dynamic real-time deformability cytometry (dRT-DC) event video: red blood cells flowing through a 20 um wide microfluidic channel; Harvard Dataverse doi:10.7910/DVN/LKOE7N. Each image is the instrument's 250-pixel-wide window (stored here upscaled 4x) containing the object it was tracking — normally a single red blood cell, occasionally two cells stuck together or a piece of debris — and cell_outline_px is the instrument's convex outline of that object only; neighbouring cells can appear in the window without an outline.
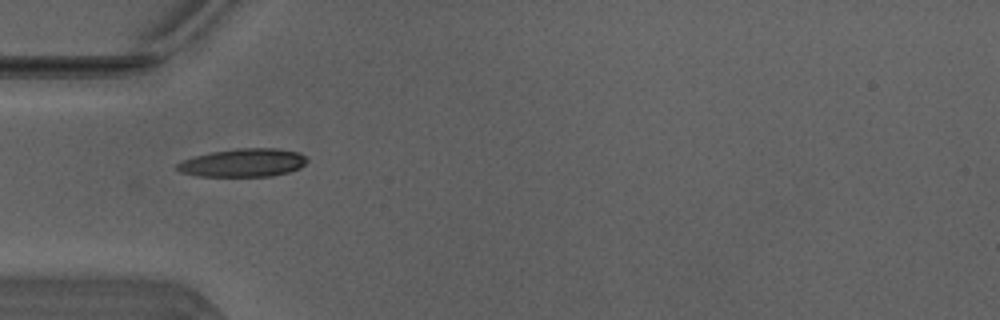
{"species": "Egyptian fruit bat (a non-hibernating species)", "species_latin": "Rousettus aegyptiacus", "temperature_condition": "warm", "stored_images_in_passage": 35, "camera_frame_rate_fps": 3000, "um_per_image_px": 0.085, "animal": {"sex": "male"}, "frame": {"image": 1, "passage_image": 1, "time_ms": 0.0, "image_size_px": [1000, 320], "cell_outline_px": [[308, 160], [300, 168], [288, 172], [272, 176], [196, 176], [180, 172], [176, 168], [176, 164], [184, 160], [196, 156], [212, 152], [236, 148], [276, 148], [300, 152]], "centroid_in_image_um": [20.68, 13.83], "position_along_channel_um": 64.3, "area_um2": 21.33}}
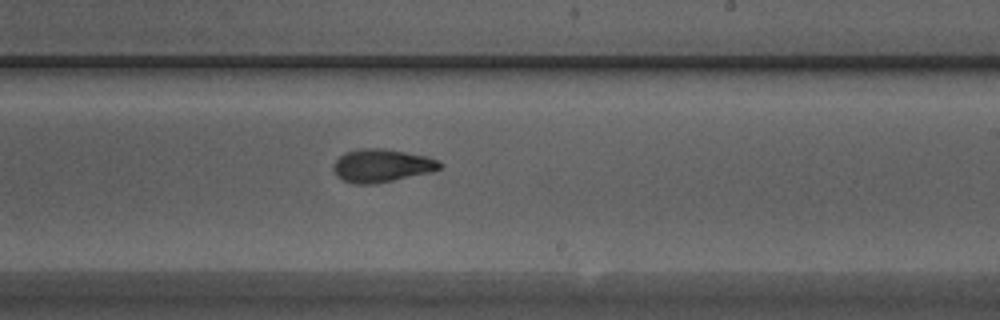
{"frame": {"image": 2, "passage_image": 15, "time_ms": 4.667, "image_size_px": [1000, 320], "cell_outline_px": [[444, 164], [440, 168], [432, 172], [372, 184], [352, 184], [336, 176], [332, 168], [336, 160], [344, 152], [360, 148], [384, 148], [424, 156], [436, 160]], "centroid_in_image_um": [32.41, 14.07], "position_along_channel_um": 256.6, "area_um2": 20.4}}
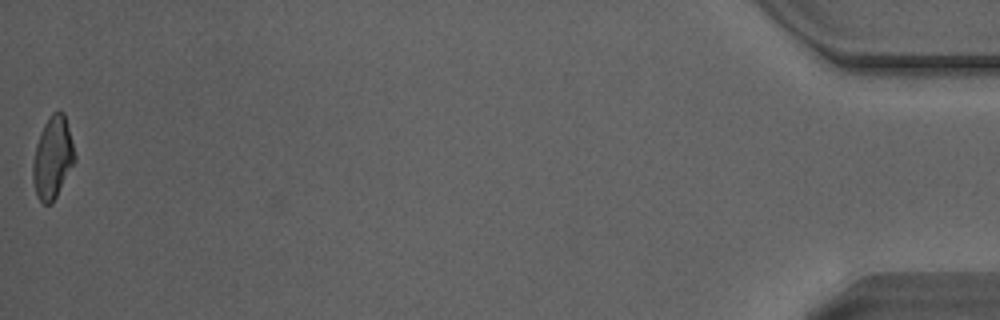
{"frame": {"image": 3, "passage_image": 35, "time_ms": 11.333, "image_size_px": [1000, 320], "cell_outline_px": [[76, 160], [52, 204], [44, 204], [36, 196], [32, 180], [32, 164], [36, 144], [40, 132], [44, 124], [52, 112], [64, 112], [76, 156]], "centroid_in_image_um": [4.46, 13.43], "position_along_channel_um": 430.7, "area_um2": 20.06}, "authors_computed_cell_mechanics": {"area_um2": 20.0566, "velocity_mm_per_s": 4.1334, "shape_relaxation_time_tau1_ms": 7.4902, "shape_relaxation_time_tau2_ms": 1.6211, "deformation_change_tau1": 0.2338, "deformation_change_tau2": 0.0807}}